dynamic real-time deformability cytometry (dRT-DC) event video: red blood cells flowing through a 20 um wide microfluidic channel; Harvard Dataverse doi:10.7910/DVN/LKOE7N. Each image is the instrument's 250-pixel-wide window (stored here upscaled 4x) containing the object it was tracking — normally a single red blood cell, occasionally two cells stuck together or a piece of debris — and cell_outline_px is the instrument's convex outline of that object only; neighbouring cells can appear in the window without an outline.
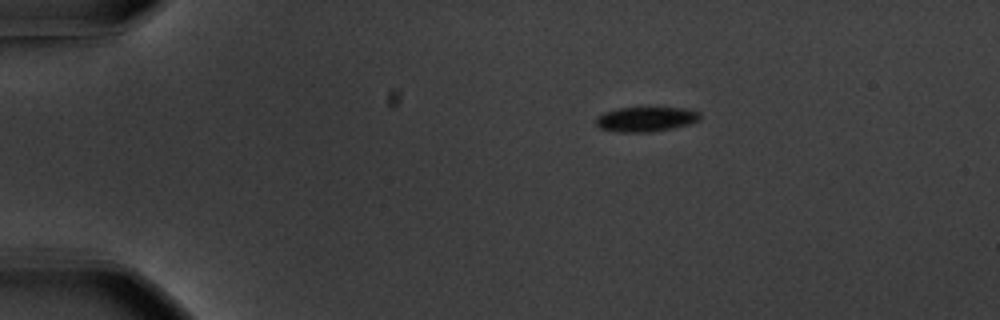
{"species": "common noctule bat (a hibernating species)", "species_latin": "Nyctalus noctula", "temperature_condition": "warm", "stored_images_in_passage": 47, "camera_frame_rate_fps": 3000, "um_per_image_px": 0.085, "animal": {"sex": "male", "body_mass_g": 20.1, "forearm_length_mm": 53.5}, "frame": {"image": 1, "passage_image": 1, "time_ms": 0.0, "image_size_px": [1000, 320], "cell_outline_px": [[700, 120], [688, 124], [672, 128], [652, 132], [616, 132], [600, 128], [596, 124], [596, 116], [604, 112], [620, 108], [688, 108], [700, 112]], "centroid_in_image_um": [54.9, 10.13], "position_along_channel_um": 30.1, "area_um2": 15.03}}
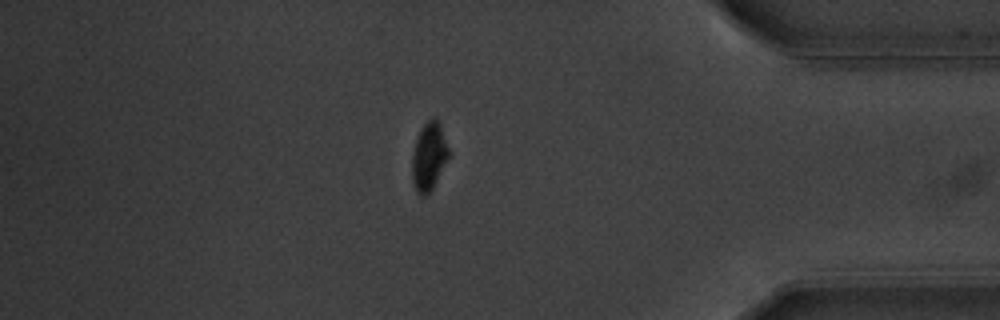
{"frame": {"image": 2, "passage_image": 39, "time_ms": 12.667, "image_size_px": [1000, 320], "cell_outline_px": [[448, 156], [432, 188], [424, 196], [420, 196], [416, 192], [412, 180], [412, 152], [416, 136], [420, 128], [432, 116], [440, 124], [448, 148]], "centroid_in_image_um": [36.41, 13.28], "position_along_channel_um": 398.8, "area_um2": 14.28}}
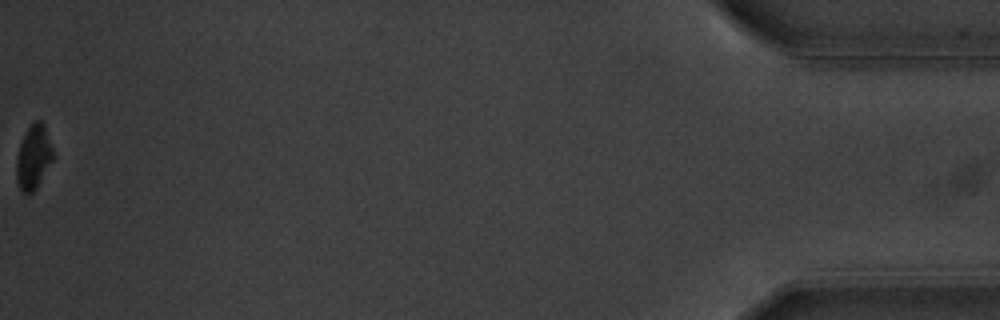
{"frame": {"image": 3, "passage_image": 47, "time_ms": 15.333, "image_size_px": [1000, 320], "cell_outline_px": [[52, 160], [36, 188], [32, 192], [24, 192], [20, 188], [16, 180], [16, 160], [20, 144], [28, 128], [36, 120], [40, 120], [44, 124], [52, 148]], "centroid_in_image_um": [2.83, 13.35], "position_along_channel_um": 432.4, "area_um2": 13.24}, "authors_computed_cell_mechanics": {"area_um2": 15.317, "velocity_mm_per_s": 3.6396, "shape_relaxation_time_tau1_ms": 2.0624, "shape_relaxation_time_tau2_ms": null, "deformation_change_tau1": 0.1146, "deformation_change_tau2": null}}